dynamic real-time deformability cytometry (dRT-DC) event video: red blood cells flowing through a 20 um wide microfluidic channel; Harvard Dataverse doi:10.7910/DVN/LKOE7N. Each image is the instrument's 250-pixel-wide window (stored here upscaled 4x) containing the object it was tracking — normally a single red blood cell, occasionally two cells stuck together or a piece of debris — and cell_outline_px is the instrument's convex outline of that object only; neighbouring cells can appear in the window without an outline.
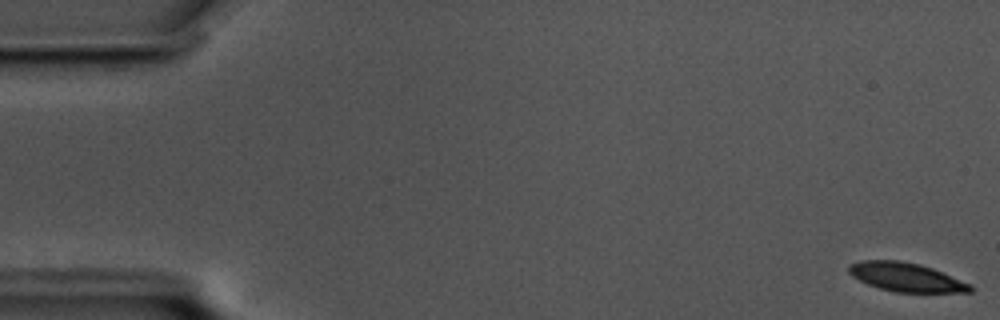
{"species": "common noctule bat (a hibernating species)", "species_latin": "Nyctalus noctula", "temperature_condition": "cold", "stored_images_in_passage": 58, "camera_frame_rate_fps": 3000, "um_per_image_px": 0.085, "animal": {"sex": "male", "body_mass_g": 17.5, "forearm_length_mm": 52.3}, "frame": {"image": 1, "passage_image": 1, "time_ms": 0.0, "image_size_px": [1000, 320], "cell_outline_px": [[972, 292], [896, 292], [880, 288], [868, 284], [852, 276], [848, 272], [848, 264], [860, 260], [900, 260], [920, 264], [932, 268], [972, 284]], "centroid_in_image_um": [77.01, 23.54], "position_along_channel_um": 8.0, "area_um2": 20.4}}
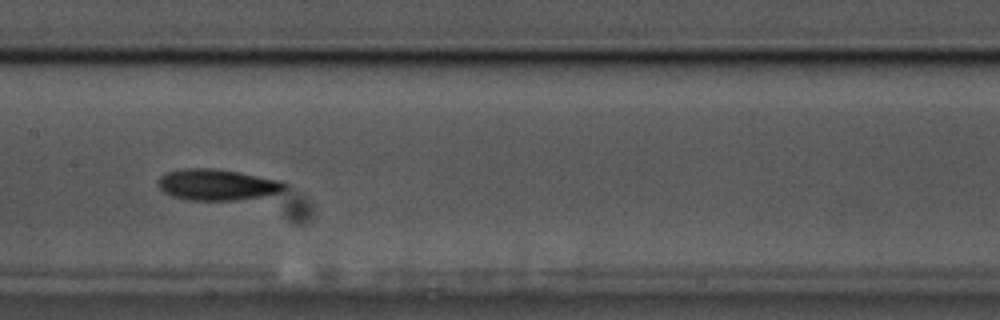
{"frame": {"image": 2, "passage_image": 29, "time_ms": 9.333, "image_size_px": [1000, 320], "cell_outline_px": [[288, 188], [280, 192], [260, 196], [236, 200], [188, 200], [172, 196], [164, 192], [156, 184], [160, 176], [168, 172], [184, 168], [216, 168], [280, 180], [288, 184]], "centroid_in_image_um": [18.45, 15.69], "position_along_channel_um": 189.0, "area_um2": 22.95}}
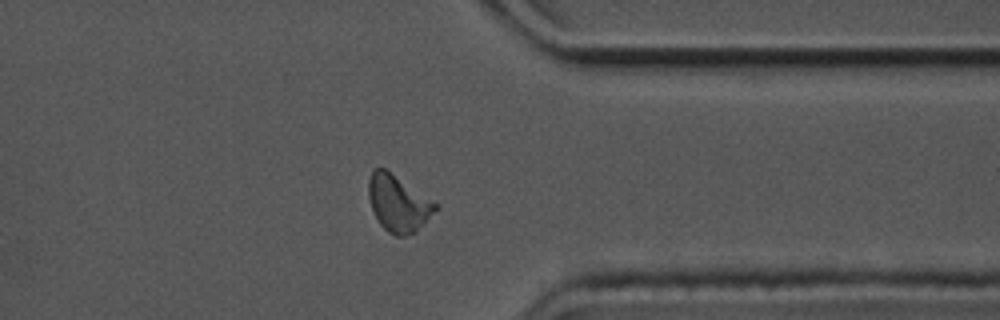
{"frame": {"image": 3, "passage_image": 46, "time_ms": 15.0, "image_size_px": [1000, 320], "cell_outline_px": [[440, 208], [416, 232], [404, 236], [396, 236], [388, 232], [380, 224], [372, 208], [368, 196], [368, 180], [372, 168], [384, 168], [440, 204]], "centroid_in_image_um": [33.89, 17.29], "position_along_channel_um": 377.5, "area_um2": 22.25}, "authors_computed_cell_mechanics": {"area_um2": 21.5883, "velocity_mm_per_s": 3.4402, "shape_relaxation_time_tau1_ms": 7.3038, "shape_relaxation_time_tau2_ms": null, "deformation_change_tau1": 0.1622, "deformation_change_tau2": null}}